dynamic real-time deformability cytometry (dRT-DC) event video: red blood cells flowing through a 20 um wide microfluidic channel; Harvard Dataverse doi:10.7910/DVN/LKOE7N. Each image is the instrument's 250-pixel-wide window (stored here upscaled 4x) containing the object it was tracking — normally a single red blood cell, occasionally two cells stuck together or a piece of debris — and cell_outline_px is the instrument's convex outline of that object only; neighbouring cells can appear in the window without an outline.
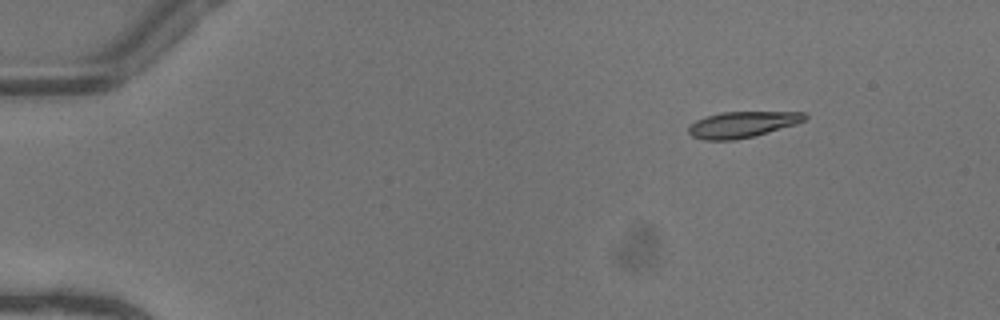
{"species": "common noctule bat (a hibernating species)", "species_latin": "Nyctalus noctula", "temperature_condition": "warm", "stored_images_in_passage": 45, "camera_frame_rate_fps": 3000, "um_per_image_px": 0.085, "animal": {"sex": "female"}, "frame": {"image": 1, "passage_image": 1, "time_ms": 0.0, "image_size_px": [1000, 320], "cell_outline_px": [[808, 116], [804, 120], [796, 124], [752, 136], [736, 140], [704, 140], [692, 136], [688, 132], [688, 124], [696, 120], [720, 112], [804, 112]], "centroid_in_image_um": [63.05, 10.58], "position_along_channel_um": 21.9, "area_um2": 17.51}}
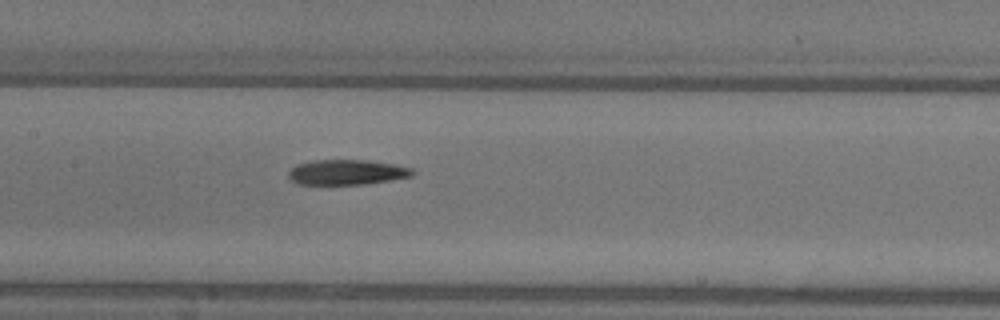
{"frame": {"image": 2, "passage_image": 20, "time_ms": 6.333, "image_size_px": [1000, 320], "cell_outline_px": [[416, 172], [412, 176], [364, 184], [296, 184], [288, 176], [288, 172], [296, 164], [316, 160], [368, 160], [396, 164], [412, 168]], "centroid_in_image_um": [29.49, 14.63], "position_along_channel_um": 177.9, "area_um2": 18.15}}
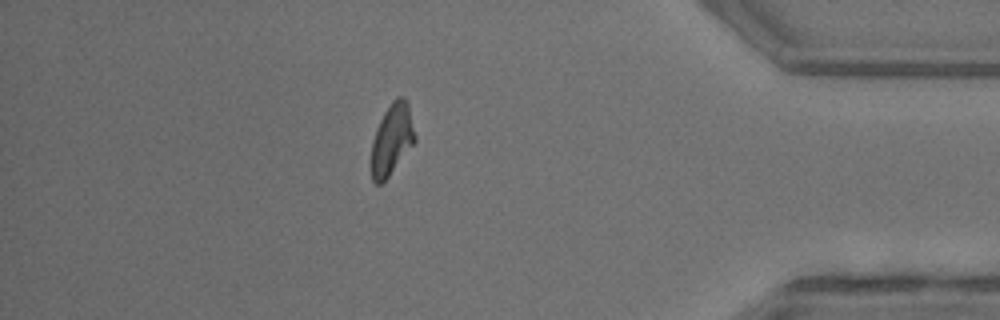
{"frame": {"image": 3, "passage_image": 39, "time_ms": 12.667, "image_size_px": [1000, 320], "cell_outline_px": [[416, 140], [388, 176], [380, 184], [376, 184], [372, 180], [372, 140], [376, 128], [384, 112], [392, 100], [396, 96], [404, 96], [408, 104], [416, 136]], "centroid_in_image_um": [33.31, 11.8], "position_along_channel_um": 401.9, "area_um2": 17.8}, "authors_computed_cell_mechanics": {"area_um2": 18.1492, "velocity_mm_per_s": 4.1114, "shape_relaxation_time_tau1_ms": null, "shape_relaxation_time_tau2_ms": 6.3862, "deformation_change_tau1": null, "deformation_change_tau2": 0.1651}}